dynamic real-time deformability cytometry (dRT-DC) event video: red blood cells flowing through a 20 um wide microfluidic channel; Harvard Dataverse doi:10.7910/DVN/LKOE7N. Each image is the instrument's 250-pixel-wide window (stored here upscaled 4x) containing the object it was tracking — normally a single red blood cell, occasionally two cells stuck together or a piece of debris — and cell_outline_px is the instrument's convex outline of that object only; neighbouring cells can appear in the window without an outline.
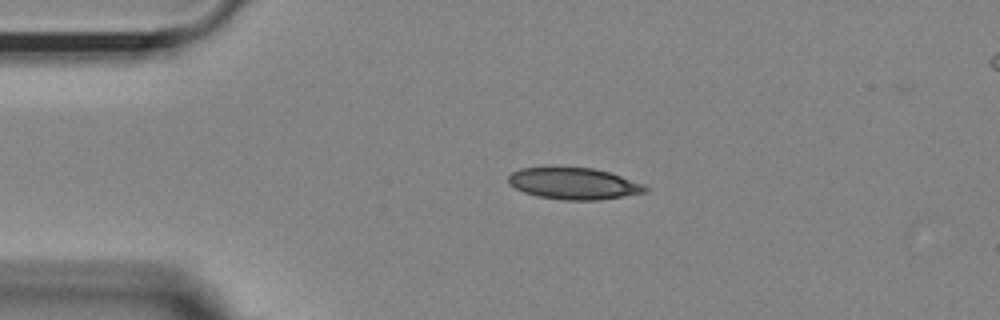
{"species": "Egyptian fruit bat (a non-hibernating species)", "species_latin": "Rousettus aegyptiacus", "temperature_condition": "room temperature", "stored_images_in_passage": 8, "camera_frame_rate_fps": 3000, "um_per_image_px": 0.085, "animal": {"sex": "female"}, "frame": {"image": 1, "passage_image": 1, "time_ms": 0.0, "image_size_px": [1000, 320], "cell_outline_px": [[648, 192], [600, 200], [564, 200], [536, 196], [524, 192], [508, 184], [508, 176], [512, 172], [520, 168], [548, 164], [552, 164], [592, 168], [608, 172], [644, 184], [648, 188]], "centroid_in_image_um": [48.7, 15.56], "position_along_channel_um": 36.3, "area_um2": 26.13}}
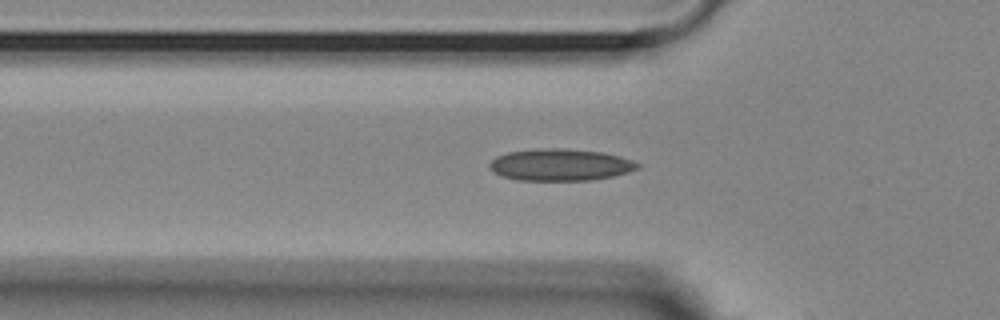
{"frame": {"image": 2, "passage_image": 7, "time_ms": 2.0, "image_size_px": [1000, 320], "cell_outline_px": [[640, 168], [628, 172], [612, 176], [592, 180], [520, 180], [504, 176], [492, 172], [488, 164], [496, 156], [508, 152], [536, 148], [564, 148], [604, 152], [632, 160], [640, 164]], "centroid_in_image_um": [47.62, 14.0], "position_along_channel_um": 78.2, "area_um2": 27.57}}